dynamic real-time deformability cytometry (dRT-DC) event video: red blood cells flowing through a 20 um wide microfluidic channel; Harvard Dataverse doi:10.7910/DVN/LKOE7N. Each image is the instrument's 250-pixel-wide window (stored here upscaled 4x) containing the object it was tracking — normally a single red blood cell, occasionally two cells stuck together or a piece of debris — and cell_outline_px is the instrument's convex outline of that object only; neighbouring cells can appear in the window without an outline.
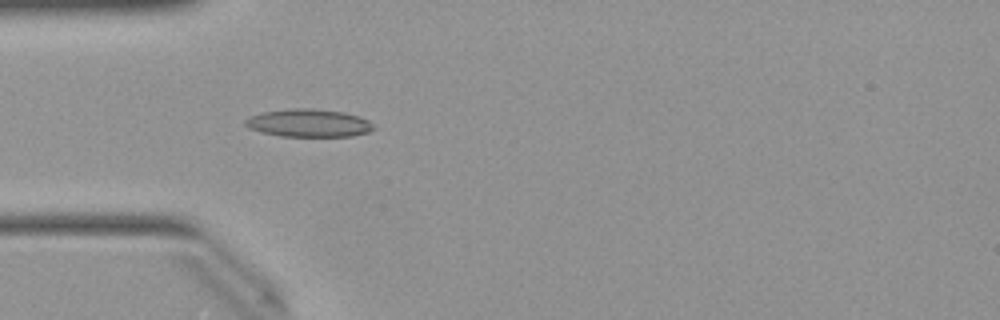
{"species": "Egyptian fruit bat (a non-hibernating species)", "species_latin": "Rousettus aegyptiacus", "temperature_condition": "warm", "stored_images_in_passage": 50, "camera_frame_rate_fps": 3000, "um_per_image_px": 0.085, "animal": {"sex": "female"}, "frame": {"image": 1, "passage_image": 15, "time_ms": 4.667, "image_size_px": [1000, 320], "cell_outline_px": [[376, 128], [368, 132], [352, 136], [280, 136], [248, 128], [244, 124], [244, 120], [252, 116], [264, 112], [292, 108], [312, 108], [344, 112], [360, 116], [368, 120]], "centroid_in_image_um": [26.27, 10.45], "position_along_channel_um": 58.7, "area_um2": 20.75}}
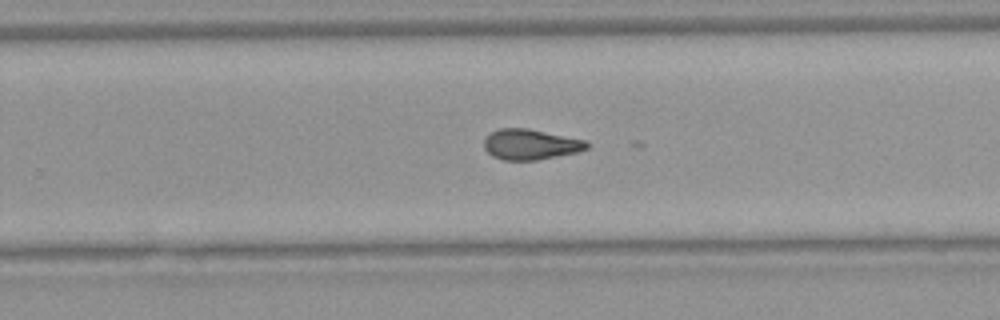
{"frame": {"image": 2, "passage_image": 32, "time_ms": 10.333, "image_size_px": [1000, 320], "cell_outline_px": [[588, 148], [576, 152], [536, 160], [504, 160], [492, 156], [484, 148], [484, 136], [488, 132], [500, 128], [528, 128], [584, 140], [588, 144]], "centroid_in_image_um": [45.01, 12.26], "position_along_channel_um": 284.8, "area_um2": 18.21}}
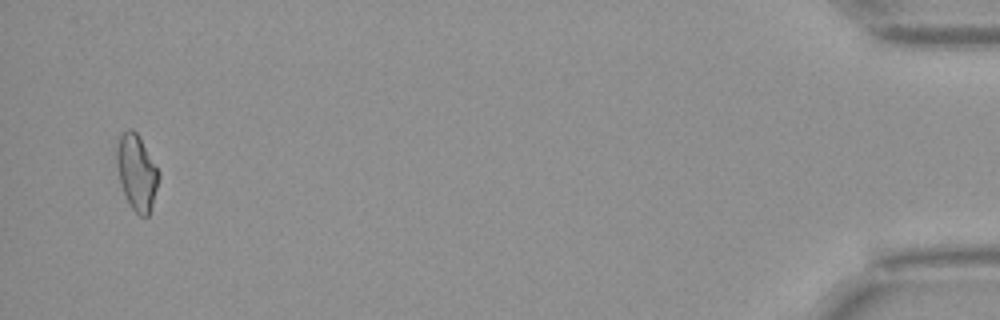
{"frame": {"image": 3, "passage_image": 49, "time_ms": 16.0, "image_size_px": [1000, 320], "cell_outline_px": [[160, 176], [152, 204], [148, 216], [140, 216], [132, 208], [124, 192], [120, 180], [116, 164], [116, 148], [120, 136], [128, 128], [132, 128], [136, 132], [160, 172]], "centroid_in_image_um": [11.62, 14.63], "position_along_channel_um": 423.6, "area_um2": 18.15}, "authors_computed_cell_mechanics": {"area_um2": 18.496, "velocity_mm_per_s": 4.0304, "shape_relaxation_time_tau1_ms": 7.9024, "shape_relaxation_time_tau2_ms": 2.5931, "deformation_change_tau1": 0.212, "deformation_change_tau2": 0.0984}}